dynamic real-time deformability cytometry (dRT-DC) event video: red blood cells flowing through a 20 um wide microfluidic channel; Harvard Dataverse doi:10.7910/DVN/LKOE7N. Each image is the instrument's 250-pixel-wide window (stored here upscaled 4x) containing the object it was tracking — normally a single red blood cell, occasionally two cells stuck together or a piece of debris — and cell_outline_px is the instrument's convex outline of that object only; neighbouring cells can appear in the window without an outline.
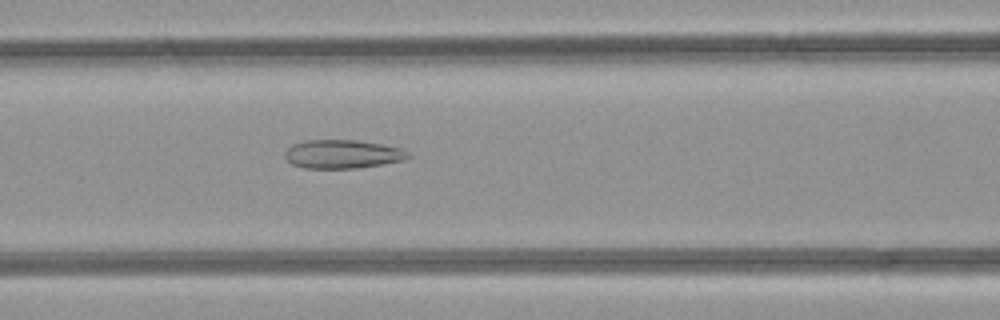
{"species": "common noctule bat (a hibernating species)", "species_latin": "Nyctalus noctula", "temperature_condition": "room temperature", "stored_images_in_passage": 49, "camera_frame_rate_fps": 3000, "um_per_image_px": 0.085, "animal": {"sex": "female", "body_mass_g": 21.9}, "frame": {"image": 1, "passage_image": 21, "time_ms": 6.667, "image_size_px": [1000, 320], "cell_outline_px": [[412, 156], [408, 160], [356, 168], [304, 168], [292, 164], [284, 156], [284, 152], [292, 144], [308, 140], [356, 140], [380, 144], [400, 148]], "centroid_in_image_um": [29.12, 13.1], "position_along_channel_um": 137.5, "area_um2": 20.52}}
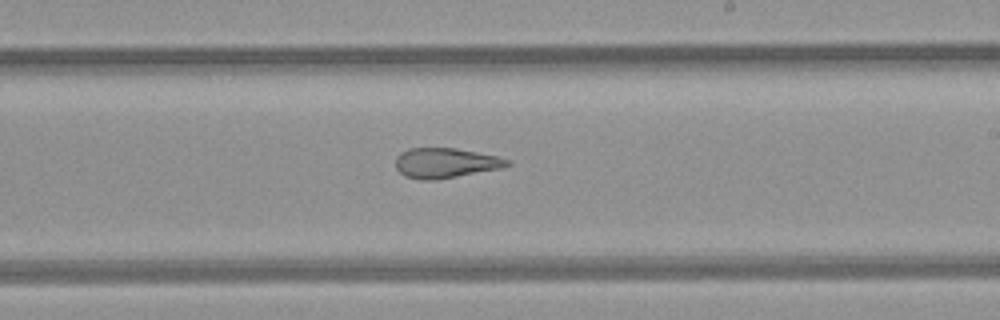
{"frame": {"image": 2, "passage_image": 29, "time_ms": 9.333, "image_size_px": [1000, 320], "cell_outline_px": [[512, 164], [500, 168], [456, 176], [432, 180], [420, 180], [404, 176], [396, 168], [396, 156], [400, 152], [408, 148], [456, 148], [496, 156], [512, 160]], "centroid_in_image_um": [37.84, 13.84], "position_along_channel_um": 251.2, "area_um2": 19.42}}
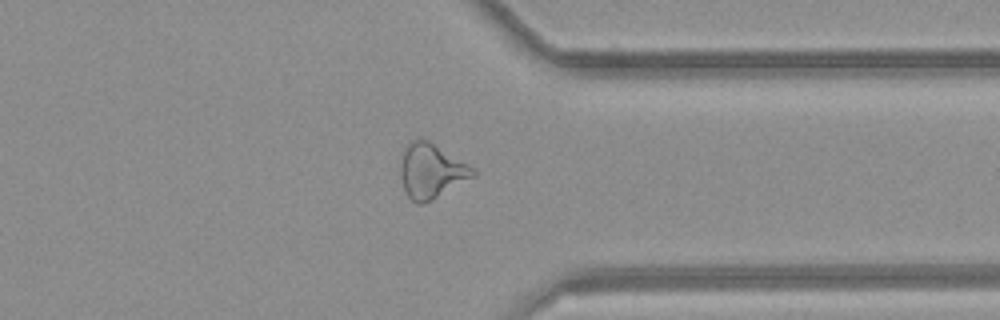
{"frame": {"image": 3, "passage_image": 38, "time_ms": 12.333, "image_size_px": [1000, 320], "cell_outline_px": [[476, 176], [432, 200], [424, 204], [416, 204], [408, 196], [404, 188], [400, 176], [400, 164], [404, 148], [412, 140], [428, 140], [468, 164], [476, 172]], "centroid_in_image_um": [36.65, 14.56], "position_along_channel_um": 374.8, "area_um2": 22.95}, "authors_computed_cell_mechanics": {"area_um2": 24.276, "velocity_mm_per_s": 4.2654, "shape_relaxation_time_tau1_ms": null, "shape_relaxation_time_tau2_ms": 2.3462, "deformation_change_tau1": null, "deformation_change_tau2": 0.1183}}